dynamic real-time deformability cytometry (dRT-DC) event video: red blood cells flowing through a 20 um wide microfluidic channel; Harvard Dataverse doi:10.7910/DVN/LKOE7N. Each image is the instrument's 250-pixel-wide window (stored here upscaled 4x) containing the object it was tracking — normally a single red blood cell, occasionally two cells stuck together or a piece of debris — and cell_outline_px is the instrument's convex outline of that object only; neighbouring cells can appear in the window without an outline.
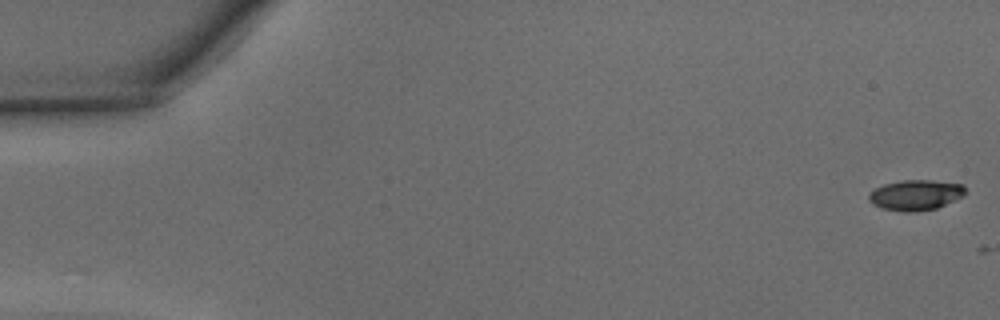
{"species": "common noctule bat (a hibernating species)", "species_latin": "Nyctalus noctula", "temperature_condition": "warm", "stored_images_in_passage": 2, "camera_frame_rate_fps": 3000, "um_per_image_px": 0.085, "animal": {"sex": "male", "body_mass_g": 15.6}, "frame": {"image": 1, "passage_image": 1, "time_ms": 0.0, "image_size_px": [1000, 320], "cell_outline_px": [[968, 192], [964, 196], [936, 208], [912, 212], [904, 212], [880, 208], [872, 204], [868, 200], [868, 196], [876, 188], [884, 184], [904, 180], [932, 180], [964, 184]], "centroid_in_image_um": [77.86, 16.57], "position_along_channel_um": 7.1, "area_um2": 17.22}}